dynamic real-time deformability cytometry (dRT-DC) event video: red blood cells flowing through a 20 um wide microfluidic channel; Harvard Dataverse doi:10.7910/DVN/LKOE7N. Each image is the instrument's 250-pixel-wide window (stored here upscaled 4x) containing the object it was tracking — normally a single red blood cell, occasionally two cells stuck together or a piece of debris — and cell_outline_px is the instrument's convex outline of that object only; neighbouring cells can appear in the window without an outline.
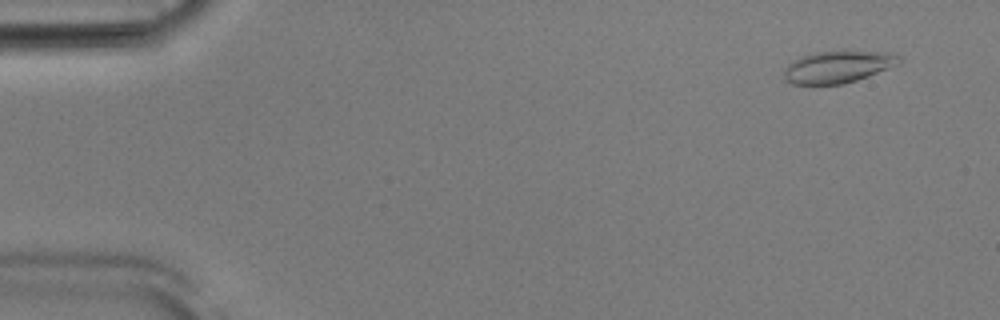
{"species": "Egyptian fruit bat (a non-hibernating species)", "species_latin": "Rousettus aegyptiacus", "temperature_condition": "room temperature", "stored_images_in_passage": 53, "camera_frame_rate_fps": 3000, "um_per_image_px": 0.085, "animal": {"sex": "male"}, "frame": {"image": 1, "passage_image": 4, "time_ms": 1.0, "image_size_px": [1000, 320], "cell_outline_px": [[904, 60], [900, 64], [868, 76], [844, 84], [792, 84], [784, 80], [784, 68], [788, 64], [800, 56], [816, 52], [844, 48], [892, 52], [904, 56]], "centroid_in_image_um": [71.32, 5.62], "position_along_channel_um": 13.7, "area_um2": 22.66}}
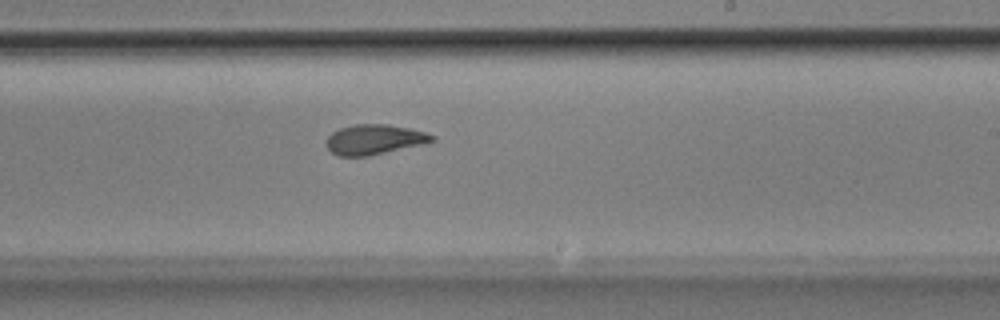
{"frame": {"image": 2, "passage_image": 32, "time_ms": 10.333, "image_size_px": [1000, 320], "cell_outline_px": [[436, 140], [428, 144], [368, 156], [340, 156], [332, 152], [324, 144], [328, 136], [332, 132], [340, 128], [356, 124], [388, 124], [408, 128], [424, 132], [436, 136]], "centroid_in_image_um": [31.86, 11.86], "position_along_channel_um": 257.1, "area_um2": 18.73}}
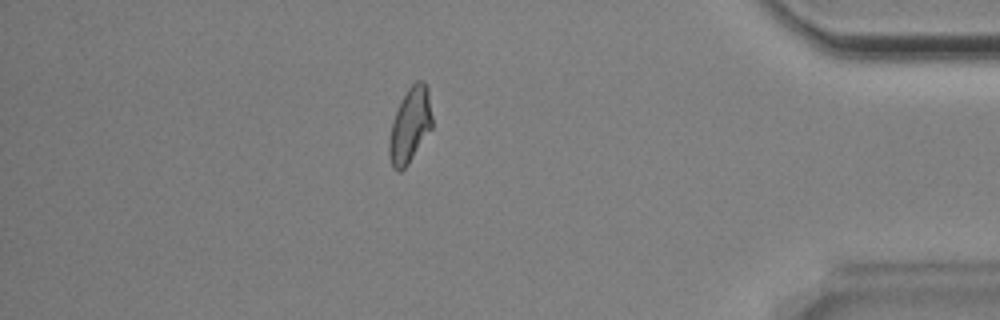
{"frame": {"image": 3, "passage_image": 46, "time_ms": 15.0, "image_size_px": [1000, 320], "cell_outline_px": [[432, 128], [408, 164], [400, 172], [396, 172], [392, 168], [388, 156], [388, 140], [392, 124], [396, 112], [408, 88], [416, 80], [424, 80], [428, 88], [432, 116]], "centroid_in_image_um": [34.85, 10.67], "position_along_channel_um": 400.4, "area_um2": 18.84}, "authors_computed_cell_mechanics": {"area_um2": 18.785, "velocity_mm_per_s": 3.8506, "shape_relaxation_time_tau1_ms": 8.2478, "shape_relaxation_time_tau2_ms": 1.7744, "deformation_change_tau1": 0.2226, "deformation_change_tau2": 0.0852}}